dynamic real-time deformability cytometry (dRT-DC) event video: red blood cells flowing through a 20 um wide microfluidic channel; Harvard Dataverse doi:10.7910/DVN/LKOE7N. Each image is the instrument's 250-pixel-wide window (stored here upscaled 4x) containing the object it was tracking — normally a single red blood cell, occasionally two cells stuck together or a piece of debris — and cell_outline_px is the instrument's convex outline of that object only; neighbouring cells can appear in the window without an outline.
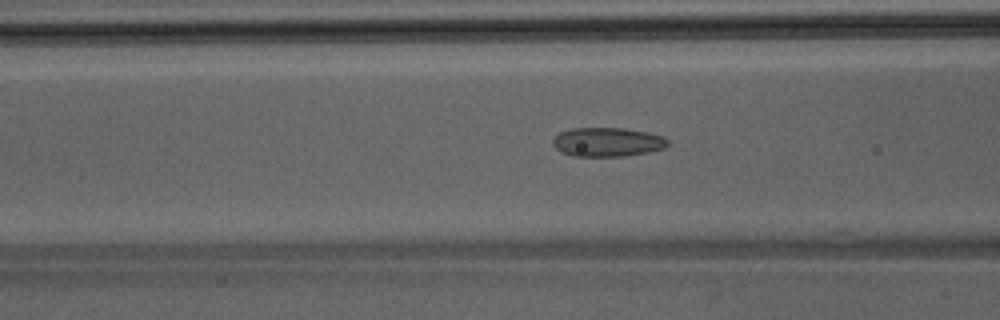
{"species": "Egyptian fruit bat (a non-hibernating species)", "species_latin": "Rousettus aegyptiacus", "temperature_condition": "room temperature", "stored_images_in_passage": 36, "camera_frame_rate_fps": 3000, "um_per_image_px": 0.085, "animal": {"sex": "male"}, "frame": {"image": 1, "passage_image": 8, "time_ms": 2.333, "image_size_px": [1000, 320], "cell_outline_px": [[668, 144], [664, 148], [648, 152], [624, 156], [572, 156], [560, 152], [552, 144], [552, 140], [560, 132], [572, 128], [624, 128], [648, 132], [664, 136], [668, 140]], "centroid_in_image_um": [51.62, 12.07], "position_along_channel_um": 115.0, "area_um2": 19.54}}
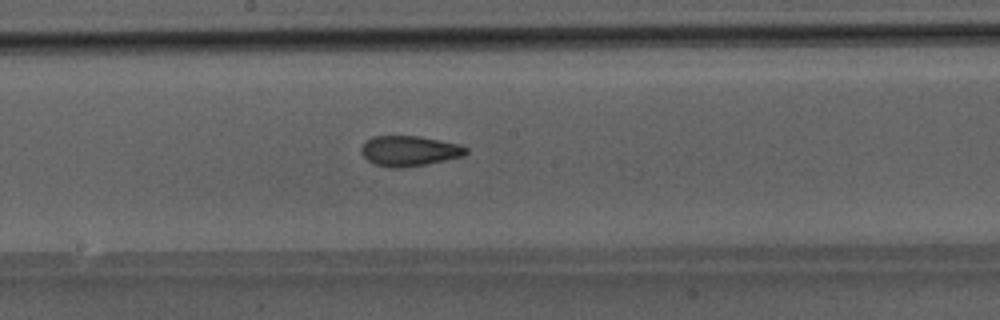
{"frame": {"image": 2, "passage_image": 15, "time_ms": 4.667, "image_size_px": [1000, 320], "cell_outline_px": [[468, 152], [464, 156], [428, 164], [400, 168], [388, 168], [376, 164], [368, 160], [360, 152], [360, 148], [372, 136], [420, 136], [460, 144], [468, 148]], "centroid_in_image_um": [34.82, 12.83], "position_along_channel_um": 213.4, "area_um2": 18.61}}
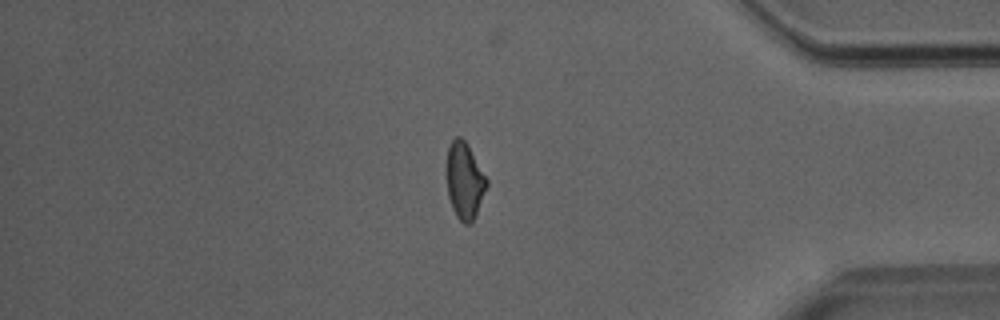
{"frame": {"image": 3, "passage_image": 30, "time_ms": 9.667, "image_size_px": [1000, 320], "cell_outline_px": [[488, 184], [476, 212], [472, 220], [468, 224], [464, 224], [456, 216], [452, 208], [448, 196], [448, 148], [452, 140], [456, 136], [460, 136], [468, 144], [488, 180]], "centroid_in_image_um": [39.5, 15.34], "position_along_channel_um": 395.7, "area_um2": 17.4}}